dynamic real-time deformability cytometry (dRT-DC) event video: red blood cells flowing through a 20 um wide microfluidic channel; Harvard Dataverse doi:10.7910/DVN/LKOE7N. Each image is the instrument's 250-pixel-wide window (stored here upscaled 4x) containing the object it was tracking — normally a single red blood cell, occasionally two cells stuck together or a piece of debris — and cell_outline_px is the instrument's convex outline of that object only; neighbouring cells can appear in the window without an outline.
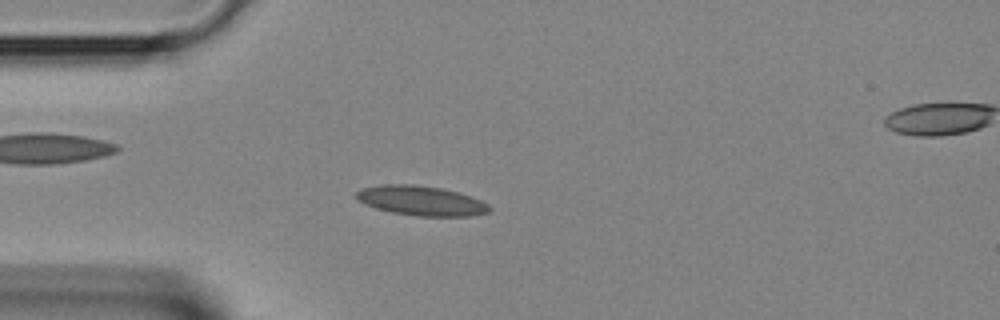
{"species": "Egyptian fruit bat (a non-hibernating species)", "species_latin": "Rousettus aegyptiacus", "temperature_condition": "room temperature", "stored_images_in_passage": 31, "camera_frame_rate_fps": 3000, "um_per_image_px": 0.085, "animal": {"sex": "female"}, "frame": {"image": 1, "passage_image": 1, "time_ms": 0.0, "image_size_px": [1000, 320], "cell_outline_px": [[492, 208], [488, 212], [472, 216], [416, 216], [392, 212], [376, 208], [364, 204], [356, 196], [356, 192], [360, 188], [380, 184], [412, 184], [440, 188], [460, 192], [472, 196], [488, 204]], "centroid_in_image_um": [35.81, 17.05], "position_along_channel_um": 49.2, "area_um2": 23.12}}
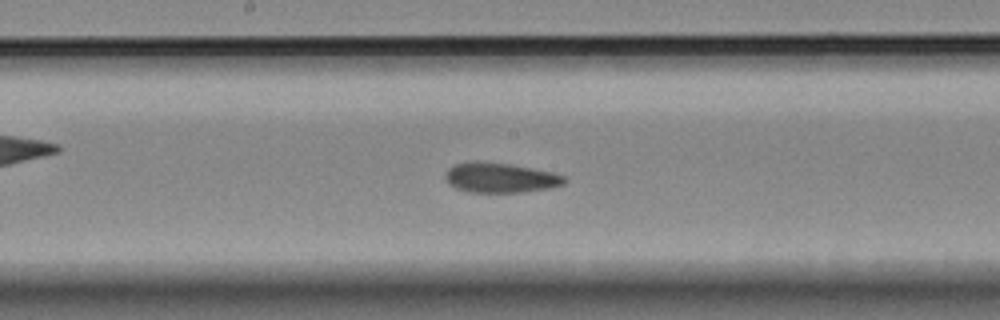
{"frame": {"image": 2, "passage_image": 11, "time_ms": 3.333, "image_size_px": [1000, 320], "cell_outline_px": [[568, 180], [564, 184], [548, 188], [520, 192], [468, 192], [456, 188], [448, 184], [444, 176], [444, 172], [448, 168], [456, 164], [476, 160], [512, 164], [552, 172], [568, 176]], "centroid_in_image_um": [42.52, 15.09], "position_along_channel_um": 205.7, "area_um2": 21.04}}
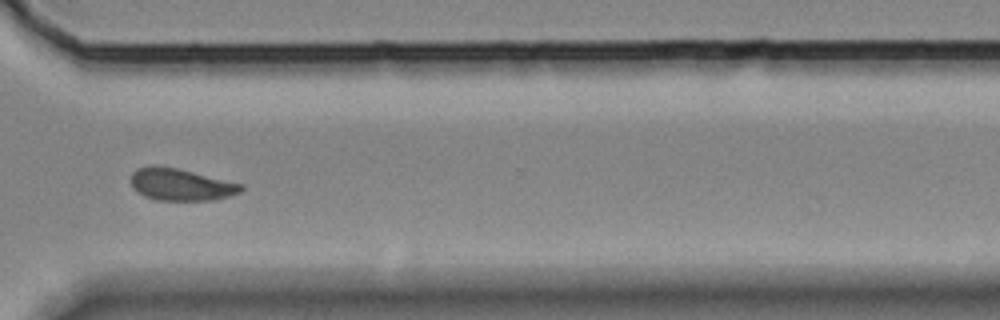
{"frame": {"image": 3, "passage_image": 20, "time_ms": 6.333, "image_size_px": [1000, 320], "cell_outline_px": [[244, 188], [240, 192], [216, 200], [156, 200], [144, 196], [136, 192], [132, 188], [132, 172], [136, 168], [148, 164], [152, 164], [176, 168], [244, 184]], "centroid_in_image_um": [15.34, 15.68], "position_along_channel_um": 355.3, "area_um2": 20.75}}